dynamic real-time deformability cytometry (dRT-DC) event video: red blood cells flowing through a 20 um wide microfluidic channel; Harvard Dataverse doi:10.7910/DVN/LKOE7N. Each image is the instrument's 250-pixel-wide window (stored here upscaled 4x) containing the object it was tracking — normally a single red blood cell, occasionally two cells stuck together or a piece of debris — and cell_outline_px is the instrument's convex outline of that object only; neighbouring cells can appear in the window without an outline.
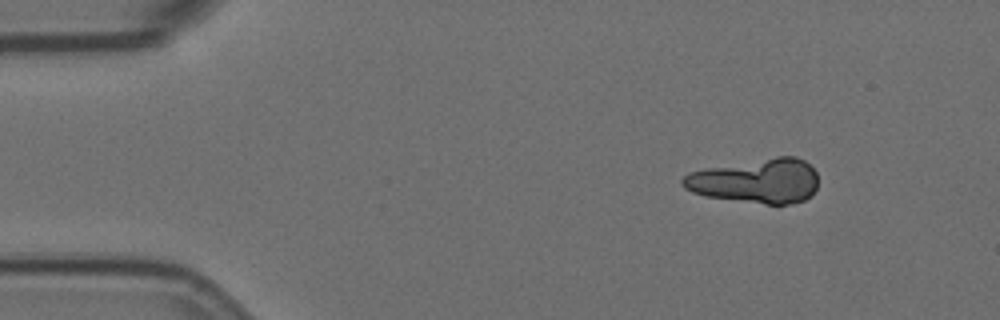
{"species": "Egyptian fruit bat (a non-hibernating species)", "species_latin": "Rousettus aegyptiacus", "temperature_condition": "room temperature", "stored_images_in_passage": 5, "camera_frame_rate_fps": 3000, "um_per_image_px": 0.085, "animal": {"sex": "female"}, "frame": {"image": 1, "passage_image": 1, "time_ms": 0.0, "image_size_px": [1000, 320], "cell_outline_px": [[816, 188], [804, 200], [792, 204], [764, 204], [704, 196], [692, 192], [684, 188], [680, 184], [680, 180], [688, 172], [708, 168], [776, 156], [796, 156], [804, 160], [816, 172]], "centroid_in_image_um": [64.24, 15.38], "position_along_channel_um": 20.8, "area_um2": 35.08}}